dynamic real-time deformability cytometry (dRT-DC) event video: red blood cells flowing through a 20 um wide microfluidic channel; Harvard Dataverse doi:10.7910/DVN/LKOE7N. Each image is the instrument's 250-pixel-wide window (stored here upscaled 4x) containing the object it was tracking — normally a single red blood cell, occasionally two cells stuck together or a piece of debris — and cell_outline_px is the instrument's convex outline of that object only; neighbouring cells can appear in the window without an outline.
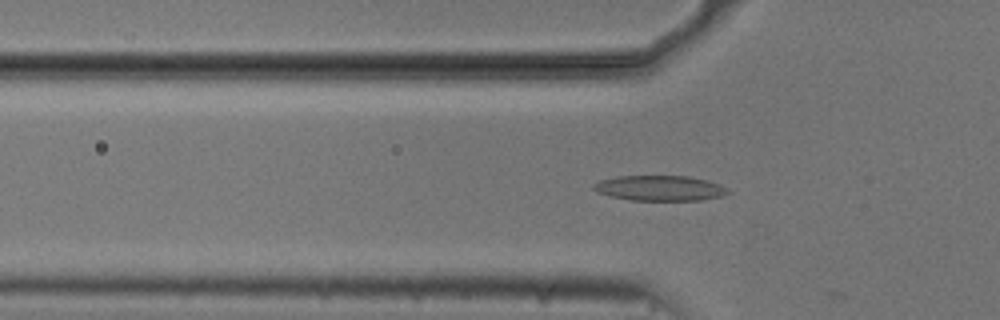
{"species": "common noctule bat (a hibernating species)", "species_latin": "Nyctalus noctula", "temperature_condition": "cold", "stored_images_in_passage": 18, "camera_frame_rate_fps": 3000, "um_per_image_px": 0.085, "animal": {"sex": "male", "body_mass_g": 20.5, "forearm_length_mm": 52.5}, "frame": {"image": 1, "passage_image": 17, "time_ms": 5.333, "image_size_px": [1000, 320], "cell_outline_px": [[732, 192], [720, 196], [700, 200], [632, 200], [612, 196], [596, 192], [592, 188], [592, 184], [600, 180], [616, 176], [688, 176], [708, 180], [720, 184], [728, 188]], "centroid_in_image_um": [56.09, 15.98], "position_along_channel_um": 69.7, "area_um2": 19.83}}